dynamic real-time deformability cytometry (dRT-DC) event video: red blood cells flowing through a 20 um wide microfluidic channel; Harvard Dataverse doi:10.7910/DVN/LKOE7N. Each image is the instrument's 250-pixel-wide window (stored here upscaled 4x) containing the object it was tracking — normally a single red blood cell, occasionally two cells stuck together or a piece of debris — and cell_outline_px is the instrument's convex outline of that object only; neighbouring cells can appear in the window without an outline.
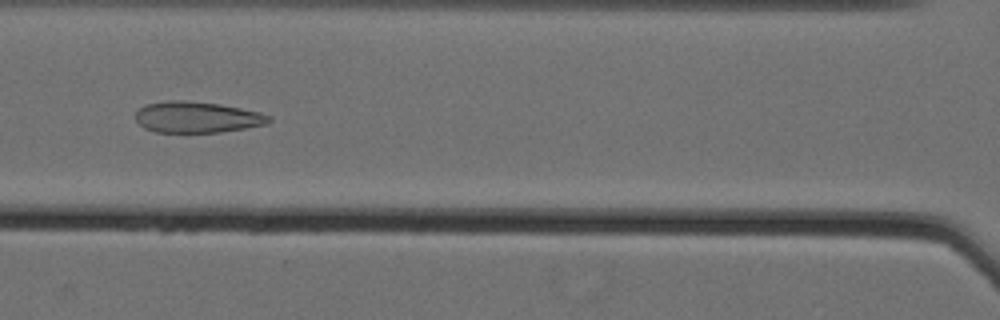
{"species": "Egyptian fruit bat (a non-hibernating species)", "species_latin": "Rousettus aegyptiacus", "temperature_condition": "cold", "stored_images_in_passage": 60, "camera_frame_rate_fps": 3000, "um_per_image_px": 0.085, "animal": {"sex": "female"}, "frame": {"image": 1, "passage_image": 31, "time_ms": 10.0, "image_size_px": [1000, 320], "cell_outline_px": [[272, 120], [264, 124], [244, 128], [220, 132], [156, 132], [144, 128], [136, 120], [136, 112], [144, 104], [168, 100], [184, 100], [220, 104], [260, 112], [272, 116]], "centroid_in_image_um": [16.73, 9.95], "position_along_channel_um": 149.9, "area_um2": 24.16}}
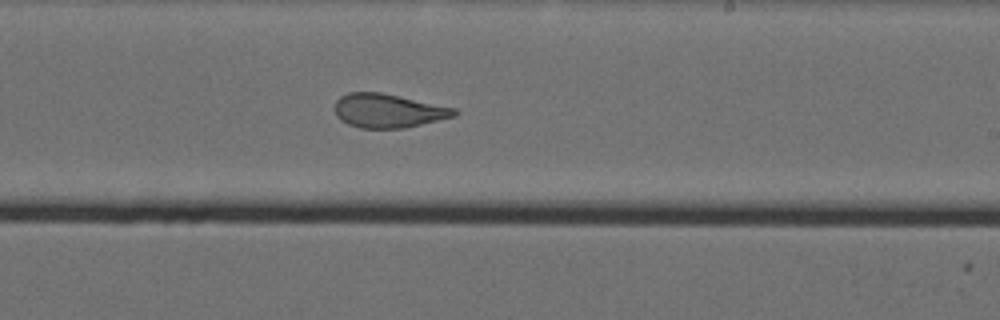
{"frame": {"image": 2, "passage_image": 40, "time_ms": 13.0, "image_size_px": [1000, 320], "cell_outline_px": [[460, 112], [456, 116], [404, 128], [360, 128], [348, 124], [340, 120], [336, 116], [336, 100], [340, 96], [348, 92], [380, 92], [400, 96], [456, 108]], "centroid_in_image_um": [33.01, 9.41], "position_along_channel_um": 256.0, "area_um2": 23.64}}
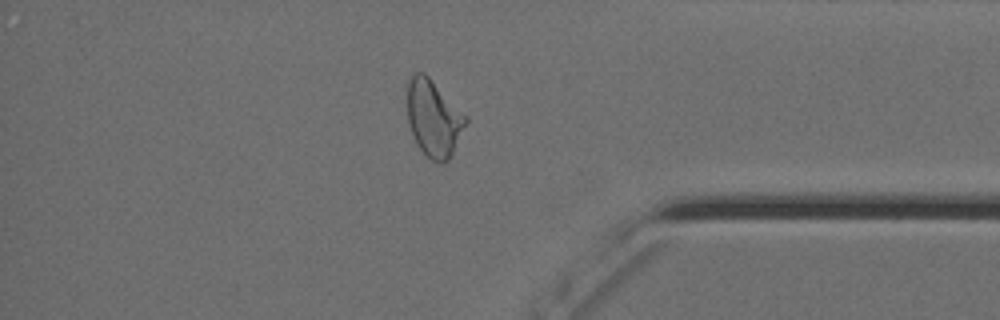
{"frame": {"image": 3, "passage_image": 53, "time_ms": 17.333, "image_size_px": [1000, 320], "cell_outline_px": [[468, 120], [448, 160], [432, 160], [416, 144], [408, 124], [408, 80], [416, 72], [424, 72], [468, 116]], "centroid_in_image_um": [36.85, 10.01], "position_along_channel_um": 398.3, "area_um2": 25.61}, "authors_computed_cell_mechanics": {"area_um2": 28.9, "velocity_mm_per_s": 3.5577, "shape_relaxation_time_tau1_ms": null, "shape_relaxation_time_tau2_ms": 1.6259, "deformation_change_tau1": null, "deformation_change_tau2": 0.0805}}